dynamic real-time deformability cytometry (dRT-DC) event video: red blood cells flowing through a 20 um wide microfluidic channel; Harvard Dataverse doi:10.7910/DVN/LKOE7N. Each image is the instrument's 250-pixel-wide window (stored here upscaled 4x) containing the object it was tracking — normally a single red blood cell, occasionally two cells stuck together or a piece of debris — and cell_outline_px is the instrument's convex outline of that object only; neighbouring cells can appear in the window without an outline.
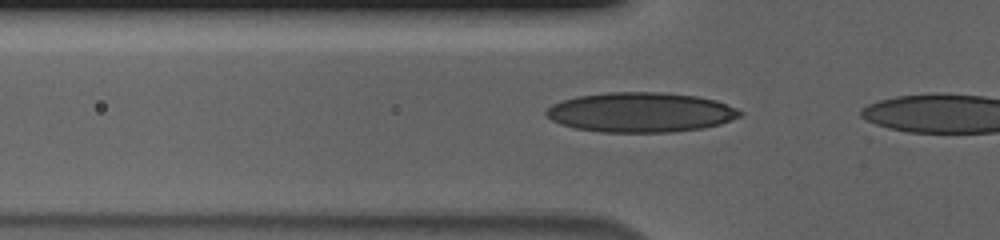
{"species": "human", "species_latin": "Homo sapiens", "temperature_condition": "cold", "stored_images_in_passage": 13, "camera_frame_rate_fps": 3000, "um_per_image_px": 0.085, "donor": {"sex": "male"}, "frame": {"image": 1, "passage_image": 11, "time_ms": 3.333, "image_size_px": [1000, 240], "cell_outline_px": [[744, 112], [740, 116], [720, 124], [704, 128], [672, 132], [600, 132], [572, 128], [560, 124], [552, 120], [544, 112], [552, 104], [560, 100], [576, 96], [608, 92], [660, 92], [696, 96], [716, 100], [736, 108]], "centroid_in_image_um": [54.43, 9.55], "position_along_channel_um": 71.4, "area_um2": 45.14}}